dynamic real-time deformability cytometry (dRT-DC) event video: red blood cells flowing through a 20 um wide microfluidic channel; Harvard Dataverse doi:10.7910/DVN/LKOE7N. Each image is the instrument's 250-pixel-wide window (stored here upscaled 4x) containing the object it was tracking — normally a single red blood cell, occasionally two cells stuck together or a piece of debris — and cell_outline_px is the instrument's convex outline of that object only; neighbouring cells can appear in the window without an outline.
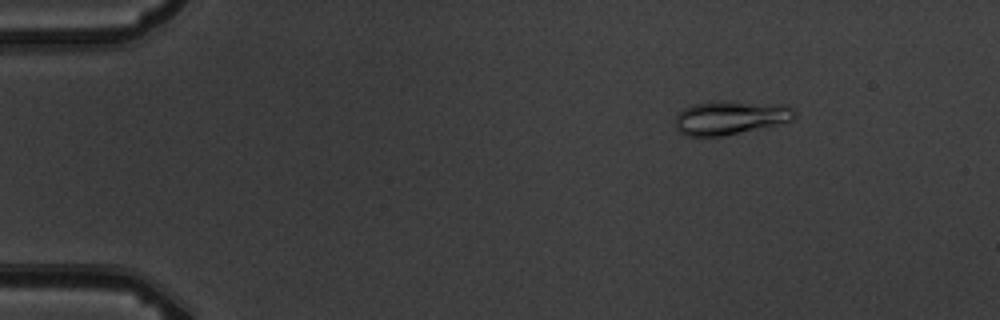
{"species": "common noctule bat (a hibernating species)", "species_latin": "Nyctalus noctula", "temperature_condition": "warm", "stored_images_in_passage": 16, "camera_frame_rate_fps": 3000, "um_per_image_px": 0.085, "animal": {"sex": "male", "body_mass_g": 19.5, "forearm_length_mm": 54.6}, "frame": {"image": 1, "passage_image": 3, "time_ms": 2.333, "image_size_px": [1000, 320], "cell_outline_px": [[796, 116], [792, 120], [720, 136], [684, 136], [676, 128], [676, 116], [684, 108], [696, 104], [724, 100], [728, 100], [784, 104], [792, 108], [796, 112]], "centroid_in_image_um": [62.07, 9.97], "position_along_channel_um": 22.9, "area_um2": 23.24}}
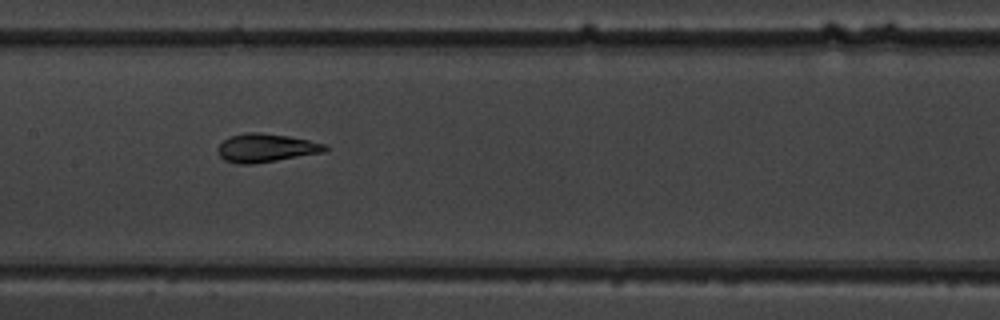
{"frame": {"image": 2, "passage_image": 9, "time_ms": 9.0, "image_size_px": [1000, 320], "cell_outline_px": [[328, 148], [324, 152], [252, 164], [240, 164], [224, 160], [220, 156], [216, 148], [224, 140], [232, 136], [244, 132], [260, 132], [288, 136], [308, 140], [324, 144]], "centroid_in_image_um": [22.57, 12.57], "position_along_channel_um": 184.8, "area_um2": 17.57}}
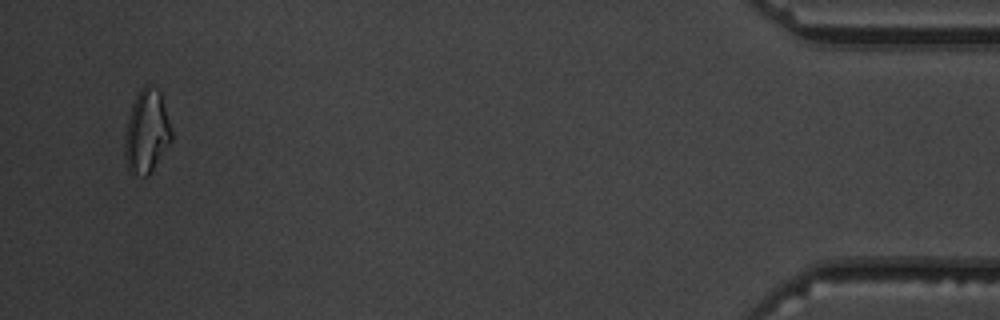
{"frame": {"image": 3, "passage_image": 16, "time_ms": 17.333, "image_size_px": [1000, 320], "cell_outline_px": [[172, 140], [148, 176], [132, 176], [128, 168], [124, 156], [124, 136], [128, 116], [132, 104], [140, 88], [144, 84], [148, 84], [156, 88], [160, 92], [172, 128]], "centroid_in_image_um": [12.45, 11.2], "position_along_channel_um": 422.7, "area_um2": 23.0}, "authors_computed_cell_mechanics": {"area_um2": 18.1492, "velocity_mm_per_s": 3.7533, "shape_relaxation_time_tau1_ms": 5.0085, "shape_relaxation_time_tau2_ms": 1.2011, "deformation_change_tau1": 0.1448, "deformation_change_tau2": 0.0456}}